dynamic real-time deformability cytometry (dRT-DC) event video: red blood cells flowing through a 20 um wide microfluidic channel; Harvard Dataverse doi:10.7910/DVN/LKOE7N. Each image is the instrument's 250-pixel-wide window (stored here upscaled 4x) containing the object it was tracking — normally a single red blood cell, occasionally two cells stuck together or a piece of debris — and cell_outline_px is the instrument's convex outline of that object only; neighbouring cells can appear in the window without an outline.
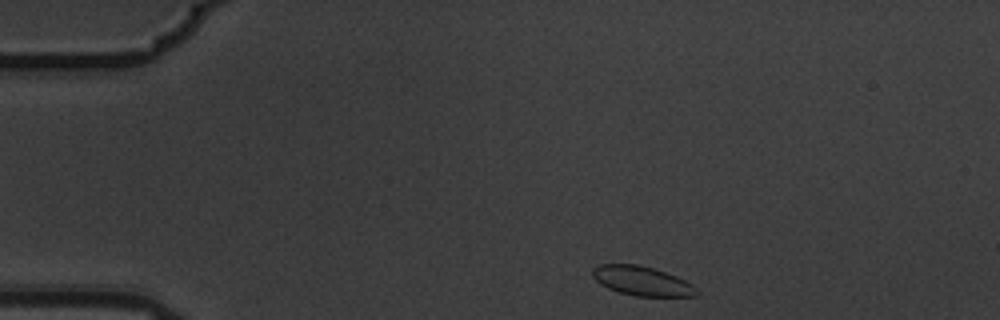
{"species": "common noctule bat (a hibernating species)", "species_latin": "Nyctalus noctula", "temperature_condition": "warm", "stored_images_in_passage": 5, "camera_frame_rate_fps": 3000, "um_per_image_px": 0.085, "animal": {"sex": "male", "body_mass_g": 19.5, "forearm_length_mm": 54.6}, "frame": {"image": 1, "passage_image": 1, "time_ms": 0.0, "image_size_px": [1000, 320], "cell_outline_px": [[700, 292], [696, 296], [636, 296], [620, 292], [608, 288], [600, 284], [592, 276], [592, 268], [600, 264], [636, 264], [652, 268], [676, 276], [692, 284]], "centroid_in_image_um": [54.56, 23.88], "position_along_channel_um": 30.4, "area_um2": 17.69}}
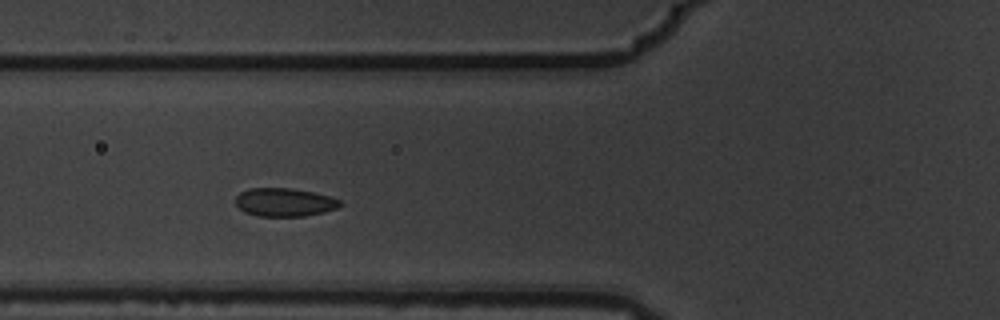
{"frame": {"image": 2, "passage_image": 4, "time_ms": 1.0, "image_size_px": [1000, 320], "cell_outline_px": [[344, 204], [336, 208], [324, 212], [304, 216], [256, 216], [244, 212], [236, 204], [236, 196], [240, 192], [248, 188], [288, 188], [312, 192], [332, 196], [340, 200]], "centroid_in_image_um": [24.19, 17.19], "position_along_channel_um": 101.6, "area_um2": 17.34}}
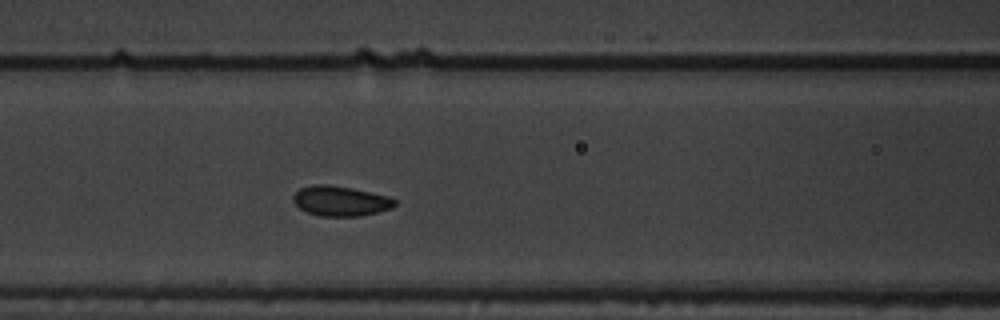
{"frame": {"image": 3, "passage_image": 5, "time_ms": 1.333, "image_size_px": [1000, 320], "cell_outline_px": [[396, 204], [392, 208], [360, 216], [320, 216], [308, 212], [300, 208], [292, 200], [292, 196], [300, 188], [312, 184], [328, 184], [352, 188], [388, 196], [396, 200]], "centroid_in_image_um": [28.93, 17.07], "position_along_channel_um": 137.7, "area_um2": 17.74}}